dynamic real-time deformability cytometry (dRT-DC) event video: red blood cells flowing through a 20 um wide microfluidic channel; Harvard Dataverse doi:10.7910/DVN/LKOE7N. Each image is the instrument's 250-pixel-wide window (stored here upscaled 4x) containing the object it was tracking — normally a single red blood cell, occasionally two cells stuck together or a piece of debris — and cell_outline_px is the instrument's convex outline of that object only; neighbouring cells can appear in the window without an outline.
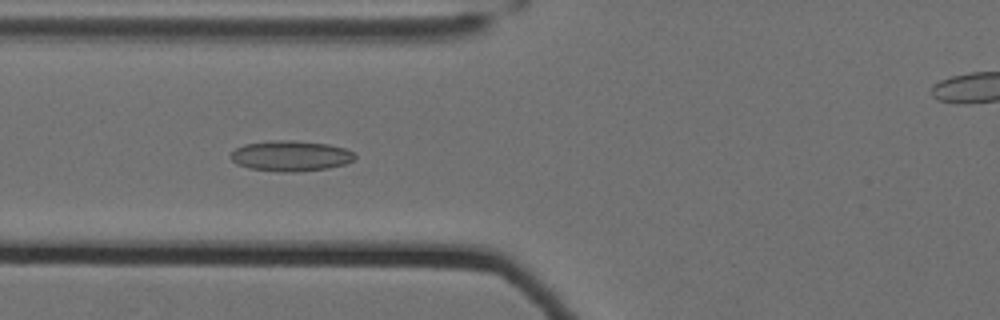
{"species": "Egyptian fruit bat (a non-hibernating species)", "species_latin": "Rousettus aegyptiacus", "temperature_condition": "cold", "stored_images_in_passage": 63, "camera_frame_rate_fps": 3000, "um_per_image_px": 0.085, "animal": {"sex": "female"}, "frame": {"image": 1, "passage_image": 28, "time_ms": 9.0, "image_size_px": [1000, 320], "cell_outline_px": [[356, 156], [352, 160], [344, 164], [328, 168], [296, 172], [280, 172], [248, 168], [236, 164], [228, 156], [236, 148], [244, 144], [280, 140], [292, 140], [328, 144], [344, 148], [352, 152]], "centroid_in_image_um": [24.67, 13.26], "position_along_channel_um": 101.1, "area_um2": 22.02}}
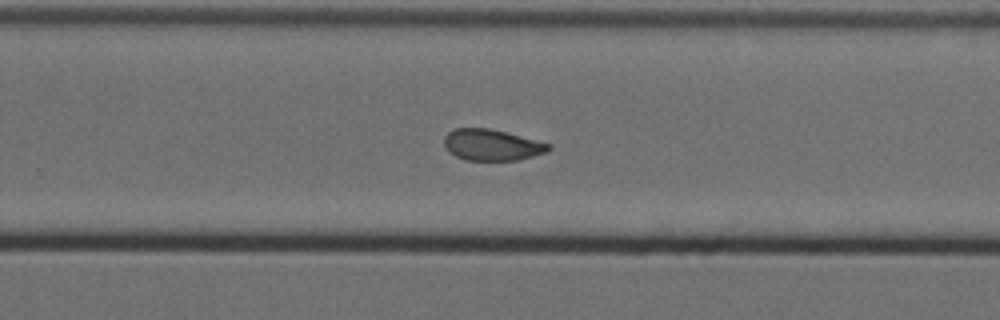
{"frame": {"image": 2, "passage_image": 44, "time_ms": 14.333, "image_size_px": [1000, 320], "cell_outline_px": [[552, 148], [548, 152], [520, 160], [464, 160], [448, 152], [444, 144], [444, 136], [448, 132], [456, 128], [488, 128], [552, 144]], "centroid_in_image_um": [41.82, 12.33], "position_along_channel_um": 288.0, "area_um2": 19.07}}
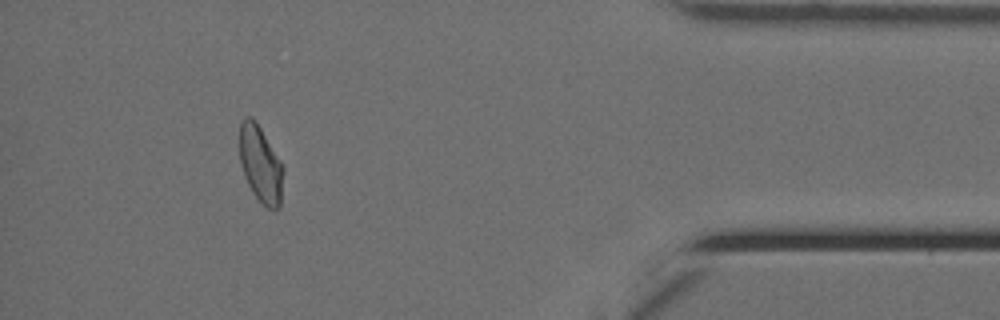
{"frame": {"image": 3, "passage_image": 58, "time_ms": 19.0, "image_size_px": [1000, 320], "cell_outline_px": [[284, 172], [280, 208], [268, 208], [252, 192], [244, 176], [240, 164], [240, 120], [248, 116], [252, 116], [260, 128], [280, 160], [284, 168]], "centroid_in_image_um": [22.15, 13.95], "position_along_channel_um": 413.1, "area_um2": 19.42}, "authors_computed_cell_mechanics": {"area_um2": 20.6346, "velocity_mm_per_s": 3.4959, "shape_relaxation_time_tau1_ms": null, "shape_relaxation_time_tau2_ms": 2.3999, "deformation_change_tau1": null, "deformation_change_tau2": 0.0688}}